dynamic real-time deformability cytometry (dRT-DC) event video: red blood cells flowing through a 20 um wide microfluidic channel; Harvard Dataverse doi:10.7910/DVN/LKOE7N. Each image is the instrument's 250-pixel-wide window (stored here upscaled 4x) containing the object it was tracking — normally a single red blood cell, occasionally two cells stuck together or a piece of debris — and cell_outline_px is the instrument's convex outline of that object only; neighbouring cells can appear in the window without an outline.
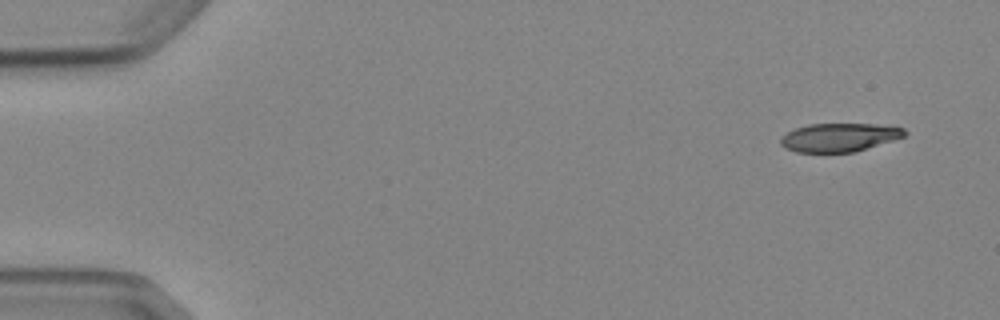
{"species": "Egyptian fruit bat (a non-hibernating species)", "species_latin": "Rousettus aegyptiacus", "temperature_condition": "cold", "stored_images_in_passage": 5, "camera_frame_rate_fps": 3000, "um_per_image_px": 0.085, "animal": {"sex": "female"}, "frame": {"image": 1, "passage_image": 1, "time_ms": 0.0, "image_size_px": [1000, 320], "cell_outline_px": [[908, 132], [904, 136], [892, 140], [852, 152], [796, 152], [784, 148], [780, 144], [780, 136], [796, 128], [808, 124], [876, 124], [904, 128]], "centroid_in_image_um": [71.29, 11.67], "position_along_channel_um": 13.7, "area_um2": 20.4}}
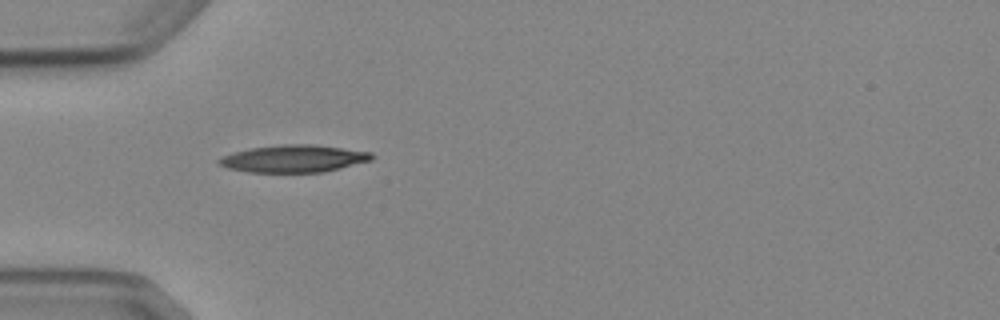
{"frame": {"image": 2, "passage_image": 4, "time_ms": 4.333, "image_size_px": [1000, 320], "cell_outline_px": [[376, 156], [372, 160], [324, 172], [248, 172], [228, 168], [220, 164], [216, 160], [224, 156], [236, 152], [252, 148], [284, 144], [316, 144], [372, 152]], "centroid_in_image_um": [25.04, 13.48], "position_along_channel_um": 60.0, "area_um2": 24.22}}
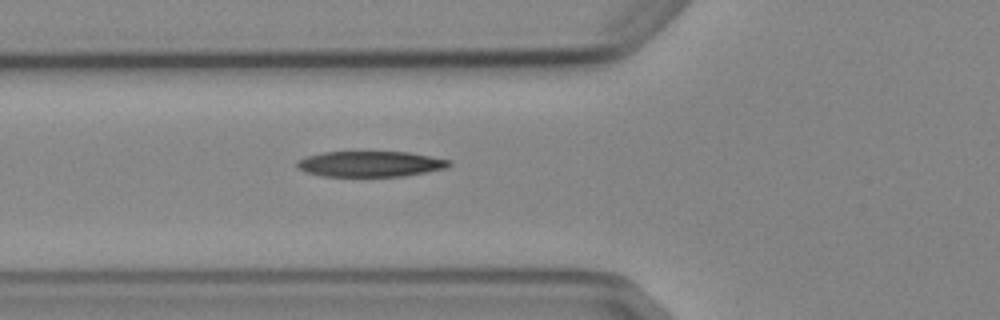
{"frame": {"image": 3, "passage_image": 5, "time_ms": 5.333, "image_size_px": [1000, 320], "cell_outline_px": [[452, 164], [448, 168], [404, 176], [320, 176], [304, 172], [296, 168], [296, 164], [300, 160], [308, 156], [324, 152], [408, 152], [452, 160]], "centroid_in_image_um": [31.5, 13.94], "position_along_channel_um": 94.3, "area_um2": 22.77}}